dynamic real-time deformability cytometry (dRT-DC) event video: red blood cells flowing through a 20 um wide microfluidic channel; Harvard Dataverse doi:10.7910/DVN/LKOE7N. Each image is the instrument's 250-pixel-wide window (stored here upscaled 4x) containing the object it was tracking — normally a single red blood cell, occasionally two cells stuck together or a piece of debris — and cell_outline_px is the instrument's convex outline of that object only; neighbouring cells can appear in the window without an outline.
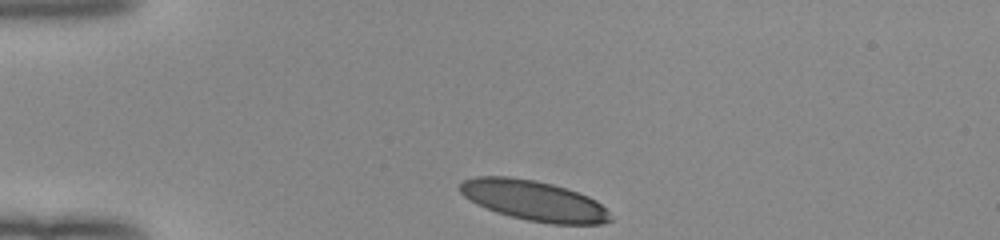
{"species": "human", "species_latin": "Homo sapiens", "temperature_condition": "room temperature", "stored_images_in_passage": 32, "camera_frame_rate_fps": 3000, "um_per_image_px": 0.085, "donor": {"sex": "female"}, "frame": {"image": 1, "passage_image": 1, "time_ms": 0.0, "image_size_px": [1000, 240], "cell_outline_px": [[612, 220], [600, 224], [552, 224], [528, 220], [496, 212], [476, 204], [464, 196], [460, 192], [460, 184], [464, 180], [476, 176], [508, 176], [536, 180], [552, 184], [588, 196], [596, 200], [608, 212]], "centroid_in_image_um": [45.36, 17.04], "position_along_channel_um": 39.6, "area_um2": 34.97}}
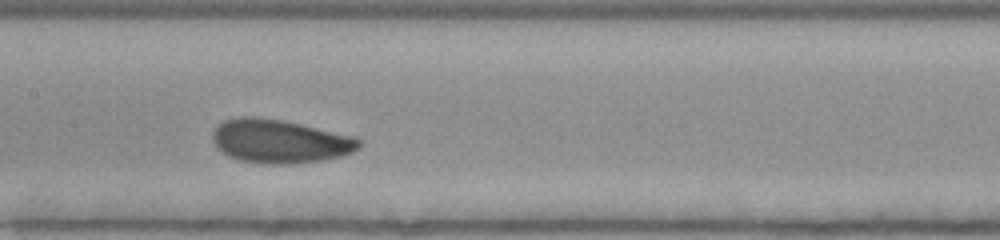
{"frame": {"image": 2, "passage_image": 15, "time_ms": 4.667, "image_size_px": [1000, 240], "cell_outline_px": [[360, 148], [352, 152], [340, 156], [320, 160], [292, 164], [260, 164], [240, 160], [228, 156], [216, 148], [212, 140], [212, 132], [224, 120], [240, 116], [252, 116], [284, 120], [356, 136], [360, 140]], "centroid_in_image_um": [23.77, 12.0], "position_along_channel_um": 183.6, "area_um2": 37.51}}
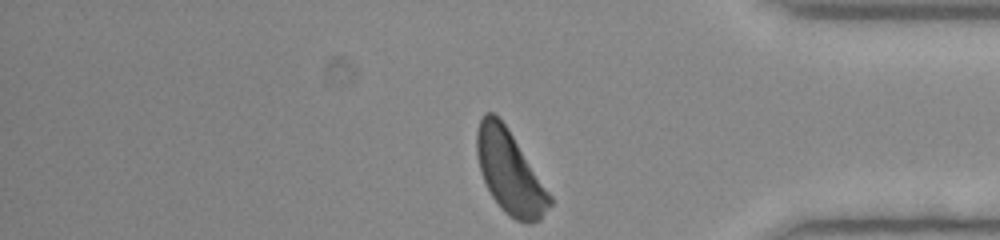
{"frame": {"image": 3, "passage_image": 32, "time_ms": 10.333, "image_size_px": [1000, 240], "cell_outline_px": [[552, 204], [540, 220], [528, 224], [516, 220], [504, 212], [500, 208], [492, 196], [480, 172], [476, 152], [476, 132], [480, 120], [484, 112], [492, 112], [508, 128], [552, 196]], "centroid_in_image_um": [43.33, 14.65], "position_along_channel_um": 391.9, "area_um2": 35.14}, "authors_computed_cell_mechanics": {"area_um2": 36.125, "velocity_mm_per_s": 3.9798, "shape_relaxation_time_tau1_ms": 2.7265, "shape_relaxation_time_tau2_ms": 1.4489, "deformation_change_tau1": 0.1133, "deformation_change_tau2": 0.08}}